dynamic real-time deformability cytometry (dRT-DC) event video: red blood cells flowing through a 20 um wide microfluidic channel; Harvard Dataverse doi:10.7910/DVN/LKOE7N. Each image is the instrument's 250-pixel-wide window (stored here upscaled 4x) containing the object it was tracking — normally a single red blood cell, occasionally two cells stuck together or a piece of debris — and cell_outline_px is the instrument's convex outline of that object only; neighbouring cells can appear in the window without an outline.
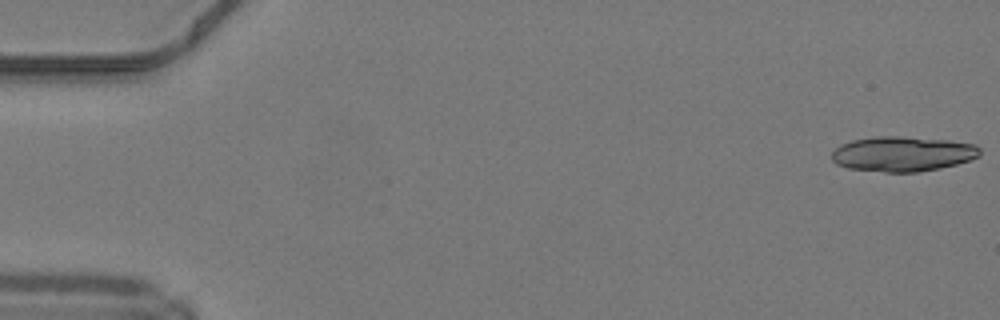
{"species": "common noctule bat (a hibernating species)", "species_latin": "Nyctalus noctula", "temperature_condition": "warm", "stored_images_in_passage": 41, "camera_frame_rate_fps": 3000, "um_per_image_px": 0.085, "animal": {"sex": "male", "body_mass_g": 19.2, "forearm_length_mm": 51.8}, "frame": {"image": 1, "passage_image": 1, "time_ms": 0.0, "image_size_px": [1000, 320], "cell_outline_px": [[980, 156], [972, 160], [940, 168], [920, 172], [884, 172], [848, 168], [836, 164], [832, 160], [832, 152], [840, 144], [852, 140], [872, 136], [900, 136], [948, 140], [976, 144], [980, 148]], "centroid_in_image_um": [76.74, 13.08], "position_along_channel_um": 8.3, "area_um2": 30.52}}
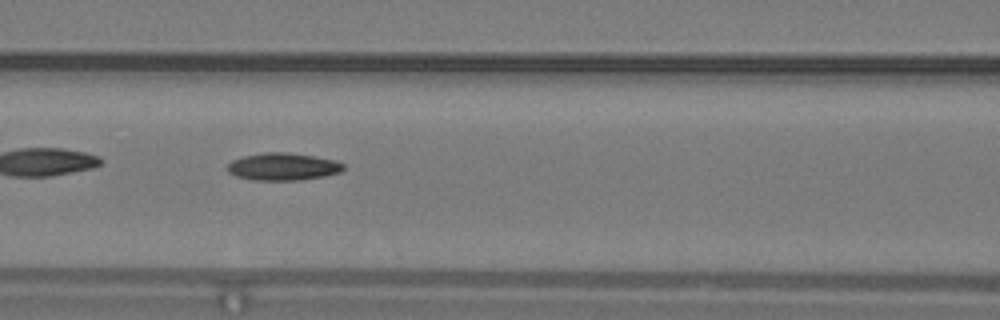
{"frame": {"image": 2, "passage_image": 22, "time_ms": 7.0, "image_size_px": [1000, 320], "cell_outline_px": [[344, 168], [340, 172], [324, 176], [300, 180], [252, 180], [236, 176], [228, 172], [228, 164], [232, 160], [244, 156], [264, 152], [288, 152], [336, 160], [344, 164]], "centroid_in_image_um": [24.05, 14.16], "position_along_channel_um": 142.6, "area_um2": 18.5}}